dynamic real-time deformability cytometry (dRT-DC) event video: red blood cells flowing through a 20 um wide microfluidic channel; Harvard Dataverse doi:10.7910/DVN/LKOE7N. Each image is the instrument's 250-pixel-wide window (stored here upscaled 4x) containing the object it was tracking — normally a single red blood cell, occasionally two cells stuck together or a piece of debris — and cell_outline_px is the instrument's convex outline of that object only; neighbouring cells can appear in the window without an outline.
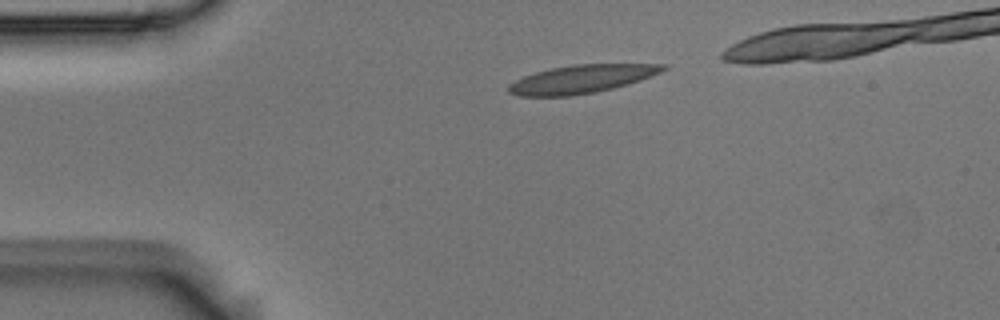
{"species": "Egyptian fruit bat (a non-hibernating species)", "species_latin": "Rousettus aegyptiacus", "temperature_condition": "room temperature", "stored_images_in_passage": 3, "camera_frame_rate_fps": 3000, "um_per_image_px": 0.085, "animal": {"sex": "male"}, "frame": {"image": 1, "passage_image": 1, "time_ms": 0.0, "image_size_px": [1000, 320], "cell_outline_px": [[668, 68], [660, 72], [640, 80], [628, 84], [596, 92], [568, 96], [520, 96], [508, 92], [508, 84], [524, 76], [536, 72], [552, 68], [572, 64], [668, 64]], "centroid_in_image_um": [49.43, 6.72], "position_along_channel_um": 35.6, "area_um2": 25.26}}
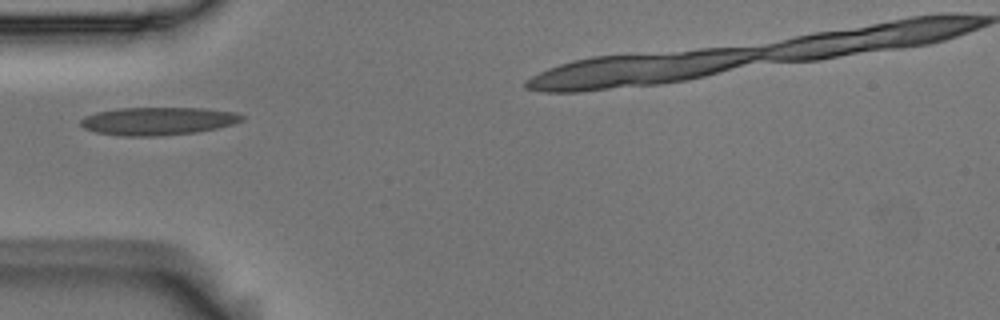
{"frame": {"image": 2, "passage_image": 3, "time_ms": 0.667, "image_size_px": [1000, 320], "cell_outline_px": [[244, 120], [232, 124], [216, 128], [196, 132], [156, 136], [124, 136], [96, 132], [84, 128], [80, 124], [80, 120], [84, 116], [96, 112], [116, 108], [204, 108], [236, 112], [244, 116]], "centroid_in_image_um": [13.41, 10.28], "position_along_channel_um": 71.6, "area_um2": 26.24}}